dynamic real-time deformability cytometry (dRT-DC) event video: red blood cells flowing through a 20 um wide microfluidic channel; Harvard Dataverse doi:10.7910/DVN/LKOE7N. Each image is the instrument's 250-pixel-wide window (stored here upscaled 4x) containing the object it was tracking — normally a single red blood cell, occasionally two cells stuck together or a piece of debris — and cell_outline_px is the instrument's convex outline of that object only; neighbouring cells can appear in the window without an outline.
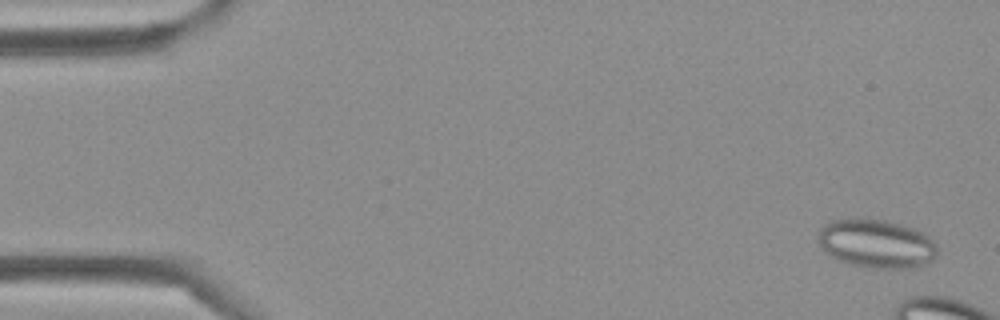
{"species": "Egyptian fruit bat (a non-hibernating species)", "species_latin": "Rousettus aegyptiacus", "temperature_condition": "cold", "stored_images_in_passage": 9, "camera_frame_rate_fps": 3000, "um_per_image_px": 0.085, "frame": {"image": 1, "passage_image": 2, "time_ms": 0.333, "image_size_px": [1000, 320], "cell_outline_px": [[936, 256], [932, 260], [916, 268], [868, 268], [848, 264], [828, 256], [820, 248], [816, 240], [816, 236], [820, 228], [828, 220], [852, 216], [868, 216], [888, 220], [916, 228], [928, 236], [936, 244]], "centroid_in_image_um": [74.4, 20.66], "position_along_channel_um": 10.6, "area_um2": 35.32}}